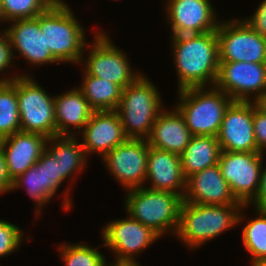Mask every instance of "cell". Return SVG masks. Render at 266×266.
<instances>
[{
	"label": "cell",
	"mask_w": 266,
	"mask_h": 266,
	"mask_svg": "<svg viewBox=\"0 0 266 266\" xmlns=\"http://www.w3.org/2000/svg\"><path fill=\"white\" fill-rule=\"evenodd\" d=\"M171 38L178 89L215 86L220 63L217 32Z\"/></svg>",
	"instance_id": "obj_1"
},
{
	"label": "cell",
	"mask_w": 266,
	"mask_h": 266,
	"mask_svg": "<svg viewBox=\"0 0 266 266\" xmlns=\"http://www.w3.org/2000/svg\"><path fill=\"white\" fill-rule=\"evenodd\" d=\"M246 207L243 204L205 205L183 201L175 236L194 250L243 222L246 216L241 210Z\"/></svg>",
	"instance_id": "obj_2"
},
{
	"label": "cell",
	"mask_w": 266,
	"mask_h": 266,
	"mask_svg": "<svg viewBox=\"0 0 266 266\" xmlns=\"http://www.w3.org/2000/svg\"><path fill=\"white\" fill-rule=\"evenodd\" d=\"M46 47L59 63H81L86 48L85 30L68 4L50 5L39 15Z\"/></svg>",
	"instance_id": "obj_3"
},
{
	"label": "cell",
	"mask_w": 266,
	"mask_h": 266,
	"mask_svg": "<svg viewBox=\"0 0 266 266\" xmlns=\"http://www.w3.org/2000/svg\"><path fill=\"white\" fill-rule=\"evenodd\" d=\"M189 87L178 90V104L186 126L193 136L217 137L224 114L233 100L216 86Z\"/></svg>",
	"instance_id": "obj_4"
},
{
	"label": "cell",
	"mask_w": 266,
	"mask_h": 266,
	"mask_svg": "<svg viewBox=\"0 0 266 266\" xmlns=\"http://www.w3.org/2000/svg\"><path fill=\"white\" fill-rule=\"evenodd\" d=\"M126 191L123 208L131 218L151 228L160 237L170 231L175 235L183 196L144 186Z\"/></svg>",
	"instance_id": "obj_5"
},
{
	"label": "cell",
	"mask_w": 266,
	"mask_h": 266,
	"mask_svg": "<svg viewBox=\"0 0 266 266\" xmlns=\"http://www.w3.org/2000/svg\"><path fill=\"white\" fill-rule=\"evenodd\" d=\"M157 86L142 73L122 90L116 109L128 138L147 139L159 113L164 109Z\"/></svg>",
	"instance_id": "obj_6"
},
{
	"label": "cell",
	"mask_w": 266,
	"mask_h": 266,
	"mask_svg": "<svg viewBox=\"0 0 266 266\" xmlns=\"http://www.w3.org/2000/svg\"><path fill=\"white\" fill-rule=\"evenodd\" d=\"M31 75L16 77V95L20 116V131L56 136L54 96L49 94Z\"/></svg>",
	"instance_id": "obj_7"
},
{
	"label": "cell",
	"mask_w": 266,
	"mask_h": 266,
	"mask_svg": "<svg viewBox=\"0 0 266 266\" xmlns=\"http://www.w3.org/2000/svg\"><path fill=\"white\" fill-rule=\"evenodd\" d=\"M109 38L103 31L95 32L93 45H86L90 51L86 62L84 58L81 59V62L84 60L83 70L89 75L117 84L123 90L142 73L133 71L127 55Z\"/></svg>",
	"instance_id": "obj_8"
},
{
	"label": "cell",
	"mask_w": 266,
	"mask_h": 266,
	"mask_svg": "<svg viewBox=\"0 0 266 266\" xmlns=\"http://www.w3.org/2000/svg\"><path fill=\"white\" fill-rule=\"evenodd\" d=\"M219 61L266 63V37L241 19L219 22Z\"/></svg>",
	"instance_id": "obj_9"
},
{
	"label": "cell",
	"mask_w": 266,
	"mask_h": 266,
	"mask_svg": "<svg viewBox=\"0 0 266 266\" xmlns=\"http://www.w3.org/2000/svg\"><path fill=\"white\" fill-rule=\"evenodd\" d=\"M263 153L221 151L219 167L235 199L247 205L256 195L261 178Z\"/></svg>",
	"instance_id": "obj_10"
},
{
	"label": "cell",
	"mask_w": 266,
	"mask_h": 266,
	"mask_svg": "<svg viewBox=\"0 0 266 266\" xmlns=\"http://www.w3.org/2000/svg\"><path fill=\"white\" fill-rule=\"evenodd\" d=\"M215 86L233 101L256 102L266 94V63L220 61Z\"/></svg>",
	"instance_id": "obj_11"
},
{
	"label": "cell",
	"mask_w": 266,
	"mask_h": 266,
	"mask_svg": "<svg viewBox=\"0 0 266 266\" xmlns=\"http://www.w3.org/2000/svg\"><path fill=\"white\" fill-rule=\"evenodd\" d=\"M149 143L146 139L128 138L101 160L113 179L126 189L143 187L146 183Z\"/></svg>",
	"instance_id": "obj_12"
},
{
	"label": "cell",
	"mask_w": 266,
	"mask_h": 266,
	"mask_svg": "<svg viewBox=\"0 0 266 266\" xmlns=\"http://www.w3.org/2000/svg\"><path fill=\"white\" fill-rule=\"evenodd\" d=\"M112 220L102 228L104 245L114 255L115 260H133L160 238L151 228L131 218Z\"/></svg>",
	"instance_id": "obj_13"
},
{
	"label": "cell",
	"mask_w": 266,
	"mask_h": 266,
	"mask_svg": "<svg viewBox=\"0 0 266 266\" xmlns=\"http://www.w3.org/2000/svg\"><path fill=\"white\" fill-rule=\"evenodd\" d=\"M221 151L259 152L253 129V101H233L217 135Z\"/></svg>",
	"instance_id": "obj_14"
},
{
	"label": "cell",
	"mask_w": 266,
	"mask_h": 266,
	"mask_svg": "<svg viewBox=\"0 0 266 266\" xmlns=\"http://www.w3.org/2000/svg\"><path fill=\"white\" fill-rule=\"evenodd\" d=\"M211 3L210 0H167L165 12L172 36L216 31L220 21Z\"/></svg>",
	"instance_id": "obj_15"
},
{
	"label": "cell",
	"mask_w": 266,
	"mask_h": 266,
	"mask_svg": "<svg viewBox=\"0 0 266 266\" xmlns=\"http://www.w3.org/2000/svg\"><path fill=\"white\" fill-rule=\"evenodd\" d=\"M81 131V145L87 157L97 153L103 158L128 139L116 110L94 111Z\"/></svg>",
	"instance_id": "obj_16"
},
{
	"label": "cell",
	"mask_w": 266,
	"mask_h": 266,
	"mask_svg": "<svg viewBox=\"0 0 266 266\" xmlns=\"http://www.w3.org/2000/svg\"><path fill=\"white\" fill-rule=\"evenodd\" d=\"M47 139L41 134L24 131L0 139V148L11 181L38 162Z\"/></svg>",
	"instance_id": "obj_17"
},
{
	"label": "cell",
	"mask_w": 266,
	"mask_h": 266,
	"mask_svg": "<svg viewBox=\"0 0 266 266\" xmlns=\"http://www.w3.org/2000/svg\"><path fill=\"white\" fill-rule=\"evenodd\" d=\"M5 28L14 52H19L30 64L44 65L59 62L46 47L45 35L40 31L39 15L35 18L20 19Z\"/></svg>",
	"instance_id": "obj_18"
},
{
	"label": "cell",
	"mask_w": 266,
	"mask_h": 266,
	"mask_svg": "<svg viewBox=\"0 0 266 266\" xmlns=\"http://www.w3.org/2000/svg\"><path fill=\"white\" fill-rule=\"evenodd\" d=\"M183 201L205 205L242 204L232 195L219 164L197 172L186 179Z\"/></svg>",
	"instance_id": "obj_19"
},
{
	"label": "cell",
	"mask_w": 266,
	"mask_h": 266,
	"mask_svg": "<svg viewBox=\"0 0 266 266\" xmlns=\"http://www.w3.org/2000/svg\"><path fill=\"white\" fill-rule=\"evenodd\" d=\"M149 180L151 186L144 187L184 196L186 178L180 155L149 146L146 182Z\"/></svg>",
	"instance_id": "obj_20"
},
{
	"label": "cell",
	"mask_w": 266,
	"mask_h": 266,
	"mask_svg": "<svg viewBox=\"0 0 266 266\" xmlns=\"http://www.w3.org/2000/svg\"><path fill=\"white\" fill-rule=\"evenodd\" d=\"M162 110L156 118L150 135L149 146L181 155L192 138V134L180 112Z\"/></svg>",
	"instance_id": "obj_21"
},
{
	"label": "cell",
	"mask_w": 266,
	"mask_h": 266,
	"mask_svg": "<svg viewBox=\"0 0 266 266\" xmlns=\"http://www.w3.org/2000/svg\"><path fill=\"white\" fill-rule=\"evenodd\" d=\"M56 136H78L70 130L81 131L95 111L76 88L59 95H54ZM77 128V129H76Z\"/></svg>",
	"instance_id": "obj_22"
},
{
	"label": "cell",
	"mask_w": 266,
	"mask_h": 266,
	"mask_svg": "<svg viewBox=\"0 0 266 266\" xmlns=\"http://www.w3.org/2000/svg\"><path fill=\"white\" fill-rule=\"evenodd\" d=\"M221 148L215 136H192L186 149L180 155L184 177L200 172L219 162Z\"/></svg>",
	"instance_id": "obj_23"
},
{
	"label": "cell",
	"mask_w": 266,
	"mask_h": 266,
	"mask_svg": "<svg viewBox=\"0 0 266 266\" xmlns=\"http://www.w3.org/2000/svg\"><path fill=\"white\" fill-rule=\"evenodd\" d=\"M78 140L77 136H54L46 141L45 148L60 163L62 183L70 176L72 177L73 172L74 176L83 172L87 164L88 158Z\"/></svg>",
	"instance_id": "obj_24"
},
{
	"label": "cell",
	"mask_w": 266,
	"mask_h": 266,
	"mask_svg": "<svg viewBox=\"0 0 266 266\" xmlns=\"http://www.w3.org/2000/svg\"><path fill=\"white\" fill-rule=\"evenodd\" d=\"M84 72L83 82L78 88L95 111L116 110L122 89L106 79L98 78Z\"/></svg>",
	"instance_id": "obj_25"
},
{
	"label": "cell",
	"mask_w": 266,
	"mask_h": 266,
	"mask_svg": "<svg viewBox=\"0 0 266 266\" xmlns=\"http://www.w3.org/2000/svg\"><path fill=\"white\" fill-rule=\"evenodd\" d=\"M0 78V139L20 131V116L16 95V77Z\"/></svg>",
	"instance_id": "obj_26"
},
{
	"label": "cell",
	"mask_w": 266,
	"mask_h": 266,
	"mask_svg": "<svg viewBox=\"0 0 266 266\" xmlns=\"http://www.w3.org/2000/svg\"><path fill=\"white\" fill-rule=\"evenodd\" d=\"M26 187L27 194L35 201V208L38 216L41 215V209L54 195L46 188V176L44 175V164L39 161L27 169L12 181L11 191ZM40 214V215H39Z\"/></svg>",
	"instance_id": "obj_27"
},
{
	"label": "cell",
	"mask_w": 266,
	"mask_h": 266,
	"mask_svg": "<svg viewBox=\"0 0 266 266\" xmlns=\"http://www.w3.org/2000/svg\"><path fill=\"white\" fill-rule=\"evenodd\" d=\"M257 218L249 219L243 227L242 243L251 254V263L266 262V209H255Z\"/></svg>",
	"instance_id": "obj_28"
},
{
	"label": "cell",
	"mask_w": 266,
	"mask_h": 266,
	"mask_svg": "<svg viewBox=\"0 0 266 266\" xmlns=\"http://www.w3.org/2000/svg\"><path fill=\"white\" fill-rule=\"evenodd\" d=\"M61 259L65 266H104L106 259L97 248L88 244H60Z\"/></svg>",
	"instance_id": "obj_29"
},
{
	"label": "cell",
	"mask_w": 266,
	"mask_h": 266,
	"mask_svg": "<svg viewBox=\"0 0 266 266\" xmlns=\"http://www.w3.org/2000/svg\"><path fill=\"white\" fill-rule=\"evenodd\" d=\"M7 22L35 18L51 4L47 0H1Z\"/></svg>",
	"instance_id": "obj_30"
},
{
	"label": "cell",
	"mask_w": 266,
	"mask_h": 266,
	"mask_svg": "<svg viewBox=\"0 0 266 266\" xmlns=\"http://www.w3.org/2000/svg\"><path fill=\"white\" fill-rule=\"evenodd\" d=\"M23 231L19 226L0 219V257L8 256L18 250L24 241Z\"/></svg>",
	"instance_id": "obj_31"
},
{
	"label": "cell",
	"mask_w": 266,
	"mask_h": 266,
	"mask_svg": "<svg viewBox=\"0 0 266 266\" xmlns=\"http://www.w3.org/2000/svg\"><path fill=\"white\" fill-rule=\"evenodd\" d=\"M44 164V175L46 176V188L55 196L58 188L62 185V173L59 161L45 148L38 160Z\"/></svg>",
	"instance_id": "obj_32"
},
{
	"label": "cell",
	"mask_w": 266,
	"mask_h": 266,
	"mask_svg": "<svg viewBox=\"0 0 266 266\" xmlns=\"http://www.w3.org/2000/svg\"><path fill=\"white\" fill-rule=\"evenodd\" d=\"M253 129L259 152L264 154L266 149V113L253 101Z\"/></svg>",
	"instance_id": "obj_33"
},
{
	"label": "cell",
	"mask_w": 266,
	"mask_h": 266,
	"mask_svg": "<svg viewBox=\"0 0 266 266\" xmlns=\"http://www.w3.org/2000/svg\"><path fill=\"white\" fill-rule=\"evenodd\" d=\"M258 35L266 37V0H263L254 14L243 19Z\"/></svg>",
	"instance_id": "obj_34"
},
{
	"label": "cell",
	"mask_w": 266,
	"mask_h": 266,
	"mask_svg": "<svg viewBox=\"0 0 266 266\" xmlns=\"http://www.w3.org/2000/svg\"><path fill=\"white\" fill-rule=\"evenodd\" d=\"M15 56L6 30L0 31V73L14 63Z\"/></svg>",
	"instance_id": "obj_35"
},
{
	"label": "cell",
	"mask_w": 266,
	"mask_h": 266,
	"mask_svg": "<svg viewBox=\"0 0 266 266\" xmlns=\"http://www.w3.org/2000/svg\"><path fill=\"white\" fill-rule=\"evenodd\" d=\"M253 203V204H252ZM254 205V209H266V166L262 167L258 191L255 197L247 204Z\"/></svg>",
	"instance_id": "obj_36"
},
{
	"label": "cell",
	"mask_w": 266,
	"mask_h": 266,
	"mask_svg": "<svg viewBox=\"0 0 266 266\" xmlns=\"http://www.w3.org/2000/svg\"><path fill=\"white\" fill-rule=\"evenodd\" d=\"M11 187L12 181L8 176L4 155L0 148V194L10 191Z\"/></svg>",
	"instance_id": "obj_37"
},
{
	"label": "cell",
	"mask_w": 266,
	"mask_h": 266,
	"mask_svg": "<svg viewBox=\"0 0 266 266\" xmlns=\"http://www.w3.org/2000/svg\"><path fill=\"white\" fill-rule=\"evenodd\" d=\"M112 266H141L136 260H114Z\"/></svg>",
	"instance_id": "obj_38"
},
{
	"label": "cell",
	"mask_w": 266,
	"mask_h": 266,
	"mask_svg": "<svg viewBox=\"0 0 266 266\" xmlns=\"http://www.w3.org/2000/svg\"><path fill=\"white\" fill-rule=\"evenodd\" d=\"M257 106L266 113V94L256 101Z\"/></svg>",
	"instance_id": "obj_39"
},
{
	"label": "cell",
	"mask_w": 266,
	"mask_h": 266,
	"mask_svg": "<svg viewBox=\"0 0 266 266\" xmlns=\"http://www.w3.org/2000/svg\"><path fill=\"white\" fill-rule=\"evenodd\" d=\"M0 22H7L6 18H5V15L3 13V9H2V1L0 0ZM6 29H1L0 31H4Z\"/></svg>",
	"instance_id": "obj_40"
},
{
	"label": "cell",
	"mask_w": 266,
	"mask_h": 266,
	"mask_svg": "<svg viewBox=\"0 0 266 266\" xmlns=\"http://www.w3.org/2000/svg\"><path fill=\"white\" fill-rule=\"evenodd\" d=\"M51 5L63 4V0H47Z\"/></svg>",
	"instance_id": "obj_41"
},
{
	"label": "cell",
	"mask_w": 266,
	"mask_h": 266,
	"mask_svg": "<svg viewBox=\"0 0 266 266\" xmlns=\"http://www.w3.org/2000/svg\"><path fill=\"white\" fill-rule=\"evenodd\" d=\"M251 266H266V262H256V263H252Z\"/></svg>",
	"instance_id": "obj_42"
},
{
	"label": "cell",
	"mask_w": 266,
	"mask_h": 266,
	"mask_svg": "<svg viewBox=\"0 0 266 266\" xmlns=\"http://www.w3.org/2000/svg\"><path fill=\"white\" fill-rule=\"evenodd\" d=\"M104 266H112L111 263L108 264V262Z\"/></svg>",
	"instance_id": "obj_43"
}]
</instances>
